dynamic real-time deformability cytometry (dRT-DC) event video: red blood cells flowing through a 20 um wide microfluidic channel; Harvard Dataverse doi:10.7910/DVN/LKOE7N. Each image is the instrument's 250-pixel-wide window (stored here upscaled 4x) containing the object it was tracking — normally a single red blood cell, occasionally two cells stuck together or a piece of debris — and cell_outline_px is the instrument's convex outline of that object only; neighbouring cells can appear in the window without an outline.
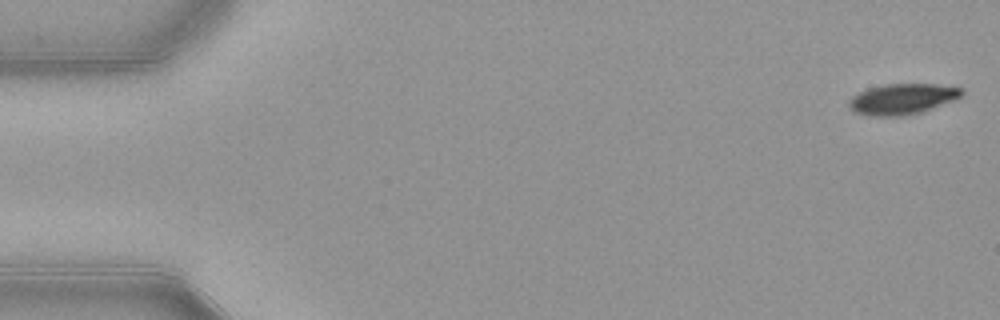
{"species": "common noctule bat (a hibernating species)", "species_latin": "Nyctalus noctula", "temperature_condition": "warm", "stored_images_in_passage": 53, "camera_frame_rate_fps": 3000, "um_per_image_px": 0.085, "animal": {"sex": "female", "body_mass_g": 21.9}, "frame": {"image": 1, "passage_image": 1, "time_ms": 0.0, "image_size_px": [1000, 320], "cell_outline_px": [[964, 96], [956, 100], [920, 112], [904, 116], [868, 116], [852, 112], [848, 108], [848, 100], [852, 96], [868, 88], [884, 84], [936, 84], [964, 88]], "centroid_in_image_um": [76.7, 8.42], "position_along_channel_um": 8.3, "area_um2": 20.58}}
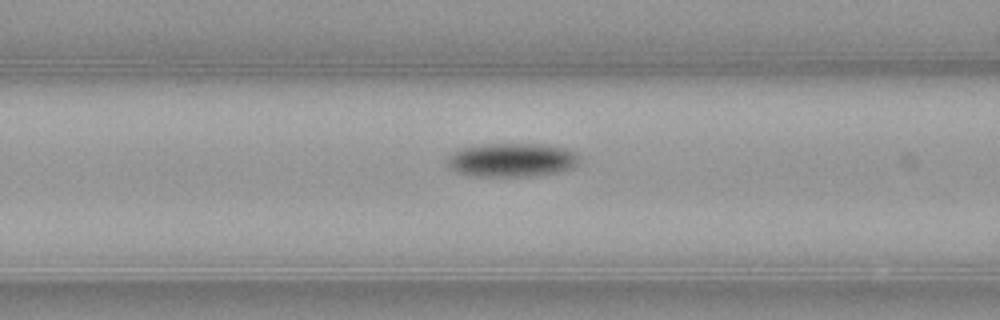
{"frame": {"image": 2, "passage_image": 21, "time_ms": 6.667, "image_size_px": [1000, 320], "cell_outline_px": [[580, 160], [572, 168], [556, 172], [532, 176], [468, 176], [456, 172], [448, 164], [448, 156], [452, 152], [460, 148], [484, 144], [544, 144], [568, 148], [576, 152], [580, 156]], "centroid_in_image_um": [43.52, 13.59], "position_along_channel_um": 123.1, "area_um2": 26.18}}
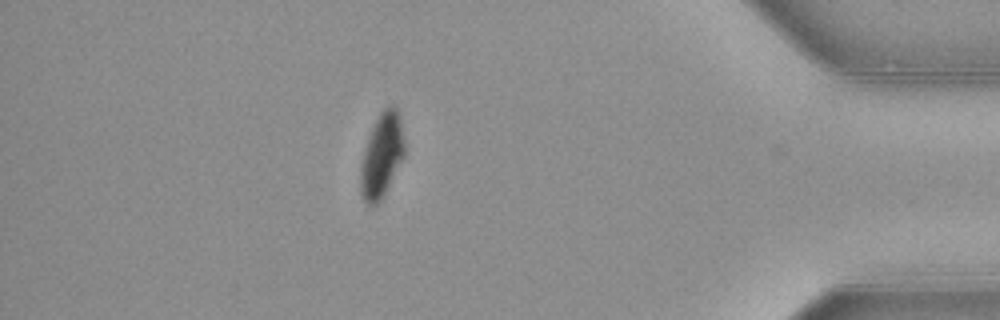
{"frame": {"image": 3, "passage_image": 46, "time_ms": 15.0, "image_size_px": [1000, 320], "cell_outline_px": [[404, 156], [380, 200], [376, 204], [368, 204], [364, 200], [360, 192], [360, 168], [364, 148], [368, 136], [380, 112], [388, 104], [392, 104], [396, 108], [400, 116], [404, 140]], "centroid_in_image_um": [32.44, 13.16], "position_along_channel_um": 402.8, "area_um2": 21.33}, "authors_computed_cell_mechanics": {"area_um2": 22.8888, "velocity_mm_per_s": 3.9059, "shape_relaxation_time_tau1_ms": 2.0012, "shape_relaxation_time_tau2_ms": 4.2247, "deformation_change_tau1": 0.1201, "deformation_change_tau2": 0.0584}}